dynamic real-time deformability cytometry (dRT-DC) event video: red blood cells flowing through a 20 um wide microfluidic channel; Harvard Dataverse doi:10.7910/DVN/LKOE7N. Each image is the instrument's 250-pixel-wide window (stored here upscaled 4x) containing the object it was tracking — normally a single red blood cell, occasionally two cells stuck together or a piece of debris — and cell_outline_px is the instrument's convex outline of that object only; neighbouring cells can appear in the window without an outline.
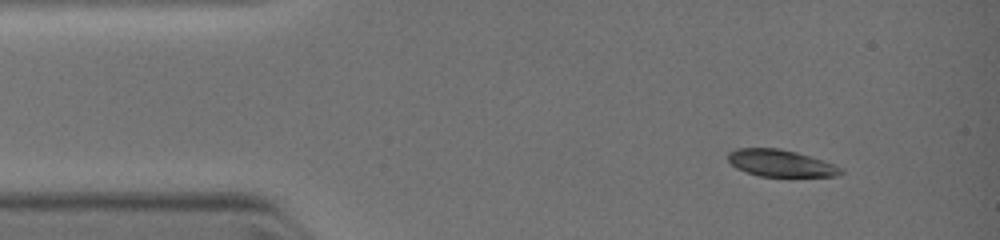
{"species": "common noctule bat (a hibernating species)", "species_latin": "Nyctalus noctula", "temperature_condition": "warm", "stored_images_in_passage": 1, "camera_frame_rate_fps": 3000, "um_per_image_px": 0.085, "animal": {"sex": "female", "body_mass_g": 19.0, "forearm_length_mm": 51.5}, "frame": {"image": 1, "passage_image": 1, "time_ms": 0.0, "image_size_px": [1000, 240], "cell_outline_px": [[964, 196], [940, 196], [900, 192], [892, 188], [884, 180], [888, 172], [896, 168], [920, 168], [940, 172], [964, 192]], "centroid_in_image_um": [78.37, 15.51], "position_along_channel_um": 6.6, "area_um2": 11.5}}